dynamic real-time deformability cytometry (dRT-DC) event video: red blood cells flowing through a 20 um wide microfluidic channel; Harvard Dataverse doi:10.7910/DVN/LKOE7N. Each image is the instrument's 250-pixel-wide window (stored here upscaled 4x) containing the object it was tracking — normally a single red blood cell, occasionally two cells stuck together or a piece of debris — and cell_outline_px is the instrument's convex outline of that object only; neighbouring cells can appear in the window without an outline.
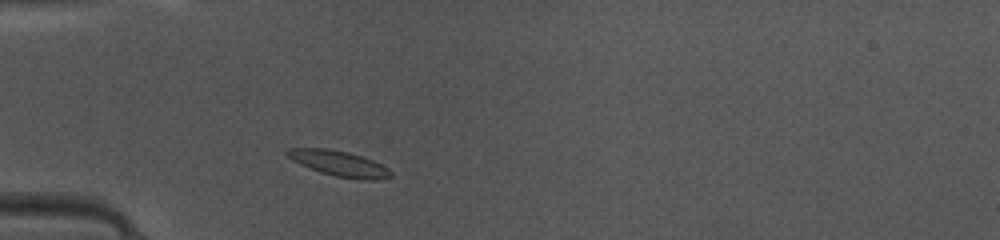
{"species": "common noctule bat (a hibernating species)", "species_latin": "Nyctalus noctula", "temperature_condition": "warm", "stored_images_in_passage": 39, "camera_frame_rate_fps": 3000, "um_per_image_px": 0.085, "animal": {"sex": "female", "body_mass_g": 10.0, "forearm_length_mm": 53.1}, "frame": {"image": 1, "passage_image": 5, "time_ms": 1.333, "image_size_px": [1000, 240], "cell_outline_px": [[392, 176], [380, 180], [360, 180], [336, 176], [320, 172], [300, 164], [292, 160], [284, 152], [288, 148], [328, 148], [348, 152], [372, 160], [388, 168], [392, 172]], "centroid_in_image_um": [28.83, 13.9], "position_along_channel_um": 56.2, "area_um2": 15.37}}
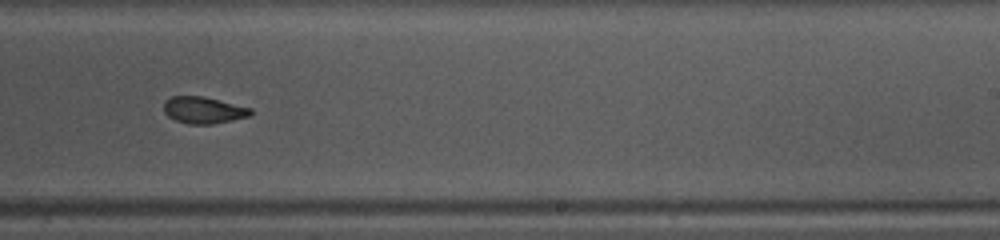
{"frame": {"image": 2, "passage_image": 21, "time_ms": 6.667, "image_size_px": [1000, 240], "cell_outline_px": [[252, 116], [212, 124], [188, 124], [176, 120], [168, 116], [164, 112], [164, 100], [172, 96], [200, 96], [252, 108]], "centroid_in_image_um": [17.29, 9.36], "position_along_channel_um": 271.7, "area_um2": 13.47}}
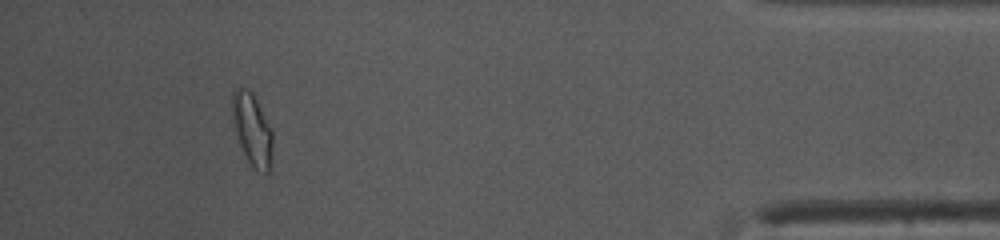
{"frame": {"image": 3, "passage_image": 35, "time_ms": 11.333, "image_size_px": [1000, 240], "cell_outline_px": [[272, 172], [256, 172], [252, 168], [240, 144], [236, 132], [232, 116], [232, 92], [240, 84], [252, 92], [272, 128]], "centroid_in_image_um": [21.46, 11.02], "position_along_channel_um": 413.7, "area_um2": 17.28}, "authors_computed_cell_mechanics": {"area_um2": 14.5078, "velocity_mm_per_s": 4.1735, "shape_relaxation_time_tau1_ms": 6.2076, "shape_relaxation_time_tau2_ms": 2.1927, "deformation_change_tau1": 0.1666, "deformation_change_tau2": 0.0453}}